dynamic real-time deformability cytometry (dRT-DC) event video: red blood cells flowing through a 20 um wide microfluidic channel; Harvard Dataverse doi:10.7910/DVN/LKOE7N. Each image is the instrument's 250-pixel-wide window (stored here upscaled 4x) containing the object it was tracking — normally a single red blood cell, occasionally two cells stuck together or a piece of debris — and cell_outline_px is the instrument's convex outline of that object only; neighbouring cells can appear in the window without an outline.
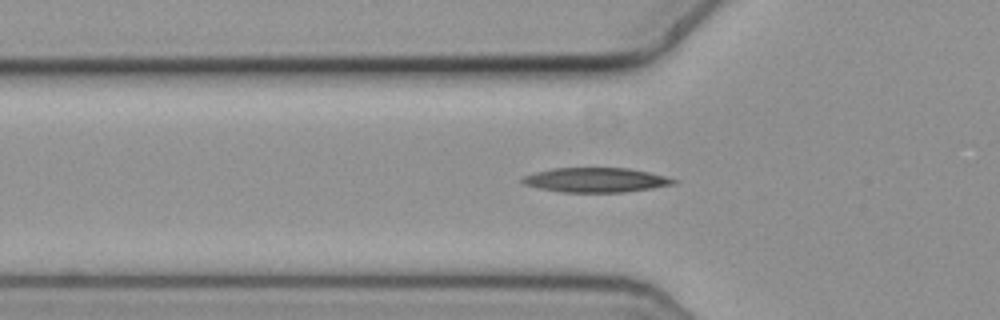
{"species": "common noctule bat (a hibernating species)", "species_latin": "Nyctalus noctula", "temperature_condition": "cold", "stored_images_in_passage": 51, "camera_frame_rate_fps": 3000, "um_per_image_px": 0.085, "animal": {"sex": "female", "body_mass_g": 19.3, "forearm_length_mm": 54.1}, "frame": {"image": 1, "passage_image": 18, "time_ms": 5.667, "image_size_px": [1000, 320], "cell_outline_px": [[676, 180], [672, 184], [652, 188], [624, 192], [560, 192], [540, 188], [524, 184], [520, 180], [524, 176], [536, 172], [552, 168], [628, 168], [648, 172], [664, 176]], "centroid_in_image_um": [50.6, 15.3], "position_along_channel_um": 75.2, "area_um2": 21.33}}
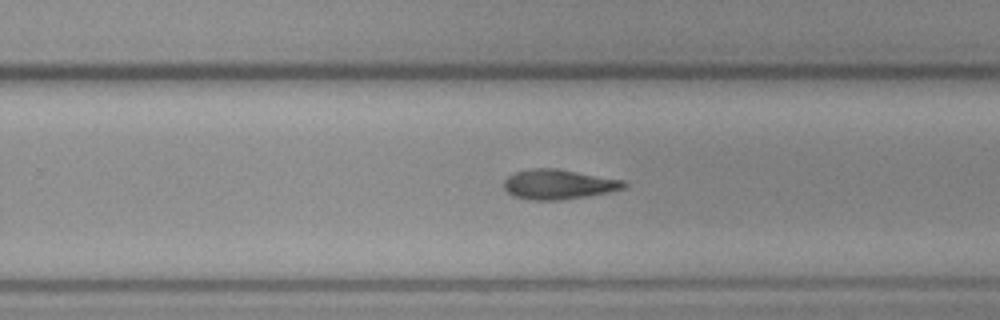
{"frame": {"image": 2, "passage_image": 35, "time_ms": 11.333, "image_size_px": [1000, 320], "cell_outline_px": [[628, 184], [624, 188], [608, 192], [564, 200], [528, 200], [512, 196], [504, 188], [504, 180], [512, 172], [528, 168], [556, 168], [624, 180]], "centroid_in_image_um": [47.43, 15.66], "position_along_channel_um": 282.4, "area_um2": 21.1}}
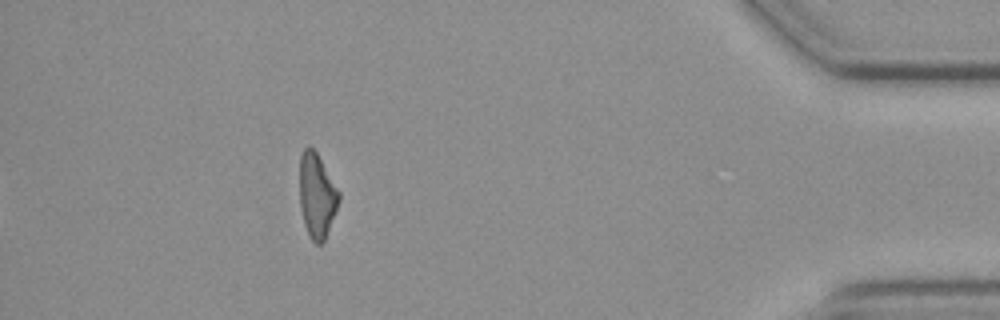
{"frame": {"image": 3, "passage_image": 50, "time_ms": 16.333, "image_size_px": [1000, 320], "cell_outline_px": [[340, 200], [324, 240], [320, 244], [316, 244], [312, 240], [304, 224], [300, 208], [300, 156], [304, 148], [308, 144], [316, 152], [340, 192]], "centroid_in_image_um": [26.93, 16.6], "position_along_channel_um": 408.3, "area_um2": 19.13}}